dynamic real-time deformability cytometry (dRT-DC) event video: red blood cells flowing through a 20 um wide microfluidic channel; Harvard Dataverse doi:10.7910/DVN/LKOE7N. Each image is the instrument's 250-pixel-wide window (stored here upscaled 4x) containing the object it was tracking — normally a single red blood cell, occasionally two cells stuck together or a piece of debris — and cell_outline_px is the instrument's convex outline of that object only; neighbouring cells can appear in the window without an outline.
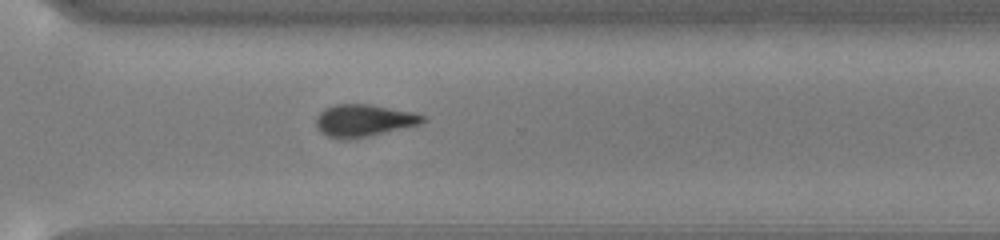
{"species": "common noctule bat (a hibernating species)", "species_latin": "Nyctalus noctula", "temperature_condition": "cold", "stored_images_in_passage": 55, "camera_frame_rate_fps": 3000, "um_per_image_px": 0.085, "animal": {"sex": "male", "body_mass_g": 13.0, "forearm_length_mm": 53.1}, "frame": {"image": 1, "passage_image": 40, "time_ms": 13.0, "image_size_px": [1000, 240], "cell_outline_px": [[416, 120], [400, 124], [380, 128], [356, 132], [340, 132], [328, 128], [324, 124], [324, 116], [332, 112], [388, 112], [416, 116]], "centroid_in_image_um": [30.95, 10.26], "position_along_channel_um": 339.6, "area_um2": 10.06}}
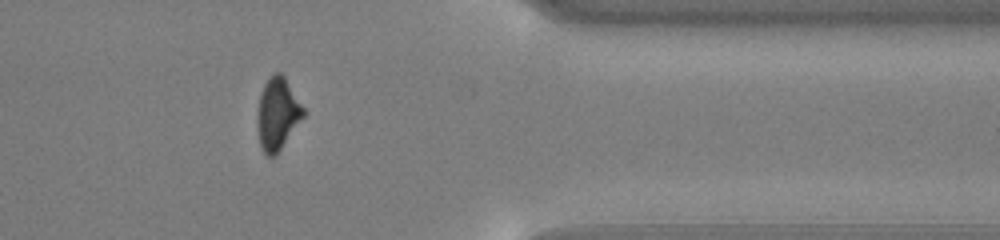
{"frame": {"image": 2, "passage_image": 45, "time_ms": 14.667, "image_size_px": [1000, 240], "cell_outline_px": [[300, 116], [276, 148], [272, 152], [268, 152], [264, 144], [260, 120], [260, 112], [264, 96], [268, 84], [276, 76], [280, 76], [300, 108]], "centroid_in_image_um": [23.59, 9.64], "position_along_channel_um": 387.8, "area_um2": 13.99}}
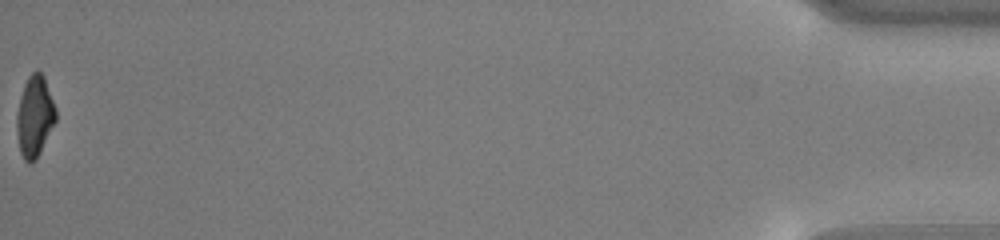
{"frame": {"image": 3, "passage_image": 55, "time_ms": 18.0, "image_size_px": [1000, 240], "cell_outline_px": [[52, 120], [32, 160], [28, 160], [24, 152], [20, 140], [20, 124], [24, 96], [28, 84], [32, 76], [36, 72], [40, 76], [44, 84], [52, 104]], "centroid_in_image_um": [2.97, 9.86], "position_along_channel_um": 432.2, "area_um2": 13.47}}